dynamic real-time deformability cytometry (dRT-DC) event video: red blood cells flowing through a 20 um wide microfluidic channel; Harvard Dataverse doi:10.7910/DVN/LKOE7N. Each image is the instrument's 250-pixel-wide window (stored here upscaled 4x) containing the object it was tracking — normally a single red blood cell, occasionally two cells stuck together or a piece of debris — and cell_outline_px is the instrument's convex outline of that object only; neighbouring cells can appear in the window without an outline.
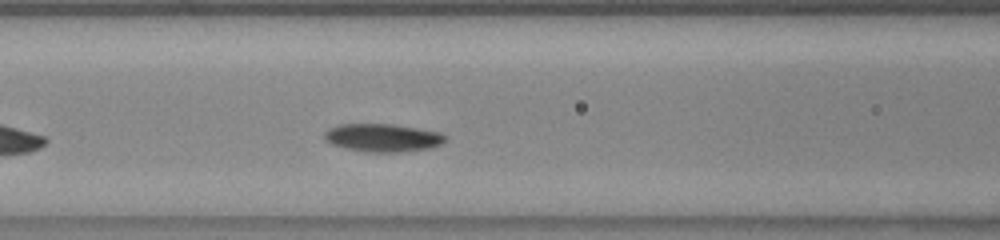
{"species": "common noctule bat (a hibernating species)", "species_latin": "Nyctalus noctula", "temperature_condition": "warm", "stored_images_in_passage": 32, "camera_frame_rate_fps": 3000, "um_per_image_px": 0.085, "animal": {"sex": "female", "body_mass_g": 23.0, "forearm_length_mm": 53.4}, "frame": {"image": 1, "passage_image": 10, "time_ms": 3.0, "image_size_px": [1000, 240], "cell_outline_px": [[448, 136], [440, 144], [432, 148], [400, 152], [364, 152], [332, 144], [324, 136], [324, 132], [328, 128], [340, 124], [392, 124], [440, 132]], "centroid_in_image_um": [32.55, 11.7], "position_along_channel_um": 134.1, "area_um2": 19.65}}
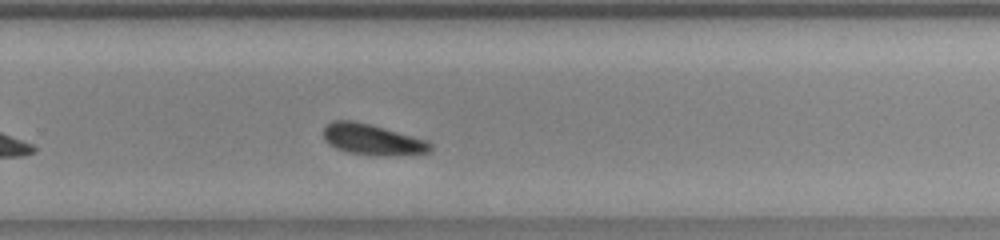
{"frame": {"image": 2, "passage_image": 23, "time_ms": 7.333, "image_size_px": [1000, 240], "cell_outline_px": [[432, 148], [428, 152], [348, 152], [336, 148], [328, 144], [324, 140], [324, 128], [332, 120], [352, 120], [368, 124], [428, 140], [432, 144]], "centroid_in_image_um": [31.55, 11.78], "position_along_channel_um": 298.3, "area_um2": 17.8}, "authors_computed_cell_mechanics": {"area_um2": 19.2763, "velocity_mm_per_s": 3.7964, "shape_relaxation_time_tau1_ms": 2.0824, "shape_relaxation_time_tau2_ms": 7.1408, "deformation_change_tau1": 0.0895, "deformation_change_tau2": 0.1635}}